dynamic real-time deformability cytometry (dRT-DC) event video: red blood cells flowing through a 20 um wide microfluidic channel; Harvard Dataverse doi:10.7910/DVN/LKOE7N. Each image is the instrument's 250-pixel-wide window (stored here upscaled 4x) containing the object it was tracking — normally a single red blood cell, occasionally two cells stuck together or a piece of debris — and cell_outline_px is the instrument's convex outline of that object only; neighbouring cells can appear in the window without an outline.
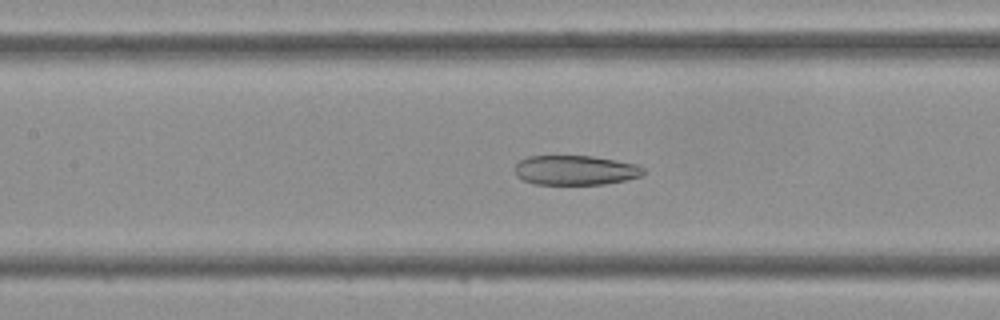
{"species": "Egyptian fruit bat (a non-hibernating species)", "species_latin": "Rousettus aegyptiacus", "temperature_condition": "cold", "stored_images_in_passage": 34, "camera_frame_rate_fps": 3000, "um_per_image_px": 0.085, "frame": {"image": 1, "passage_image": 10, "time_ms": 3.0, "image_size_px": [1000, 320], "cell_outline_px": [[648, 172], [640, 176], [624, 180], [604, 184], [536, 184], [524, 180], [516, 176], [516, 164], [520, 160], [528, 156], [592, 156], [640, 164]], "centroid_in_image_um": [48.96, 14.46], "position_along_channel_um": 158.4, "area_um2": 22.25}}
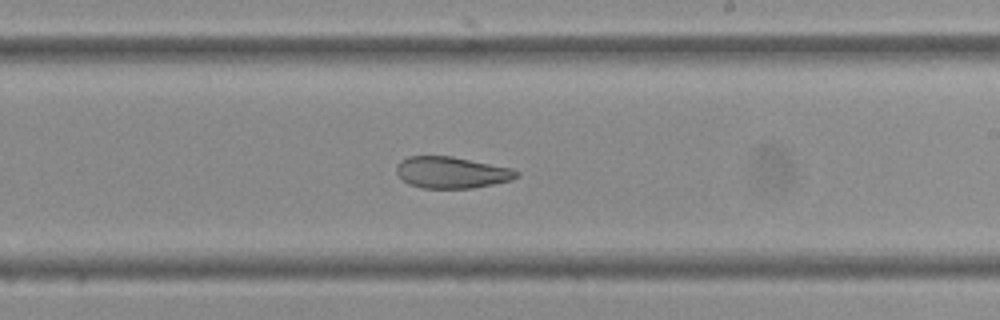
{"frame": {"image": 2, "passage_image": 16, "time_ms": 5.0, "image_size_px": [1000, 320], "cell_outline_px": [[520, 176], [512, 180], [472, 188], [424, 188], [408, 184], [396, 172], [396, 164], [400, 160], [408, 156], [452, 156], [512, 168], [520, 172]], "centroid_in_image_um": [38.39, 14.65], "position_along_channel_um": 250.6, "area_um2": 22.14}}
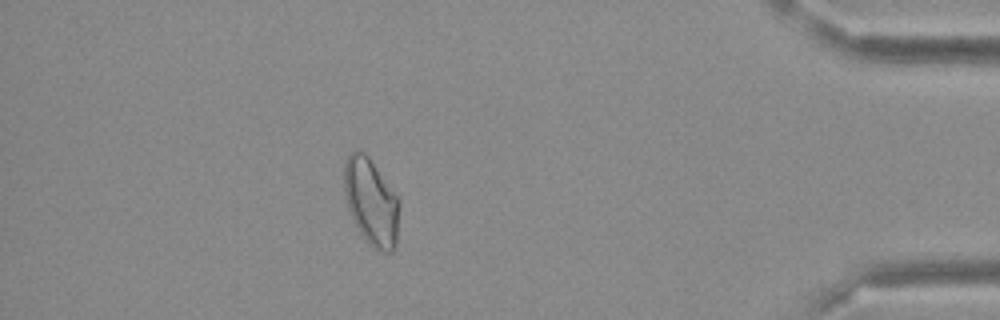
{"frame": {"image": 3, "passage_image": 29, "time_ms": 9.333, "image_size_px": [1000, 320], "cell_outline_px": [[396, 244], [392, 252], [388, 252], [372, 248], [368, 244], [356, 228], [348, 208], [344, 192], [344, 160], [356, 148], [364, 152], [368, 156], [396, 196]], "centroid_in_image_um": [31.47, 17.15], "position_along_channel_um": 403.7, "area_um2": 27.22}}